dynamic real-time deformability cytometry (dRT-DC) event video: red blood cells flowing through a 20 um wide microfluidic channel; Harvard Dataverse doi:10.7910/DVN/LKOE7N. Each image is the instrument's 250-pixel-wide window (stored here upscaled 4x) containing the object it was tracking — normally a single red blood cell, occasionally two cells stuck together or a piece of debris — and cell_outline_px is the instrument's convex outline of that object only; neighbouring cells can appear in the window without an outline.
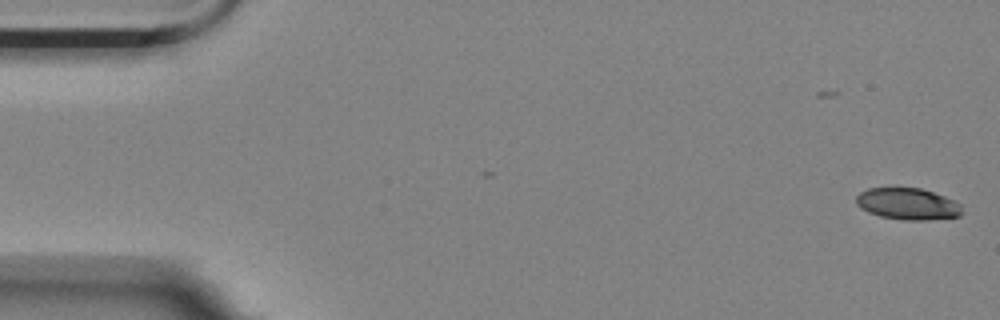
{"species": "Egyptian fruit bat (a non-hibernating species)", "species_latin": "Rousettus aegyptiacus", "temperature_condition": "room temperature", "stored_images_in_passage": 56, "camera_frame_rate_fps": 3000, "um_per_image_px": 0.085, "animal": {"sex": "female"}, "frame": {"image": 1, "passage_image": 1, "time_ms": 0.0, "image_size_px": [1000, 320], "cell_outline_px": [[964, 212], [960, 216], [924, 220], [904, 220], [880, 216], [868, 212], [860, 208], [856, 204], [856, 196], [860, 192], [868, 188], [892, 184], [896, 184], [920, 188], [944, 196], [960, 204]], "centroid_in_image_um": [77.1, 17.27], "position_along_channel_um": 7.9, "area_um2": 20.29}}
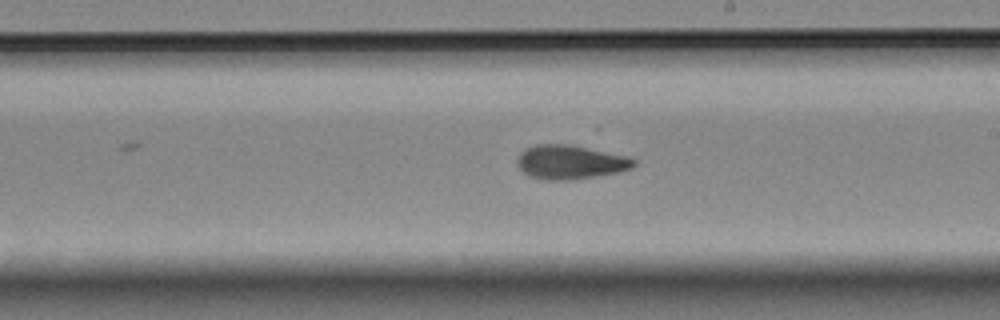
{"frame": {"image": 2, "passage_image": 32, "time_ms": 10.333, "image_size_px": [1000, 320], "cell_outline_px": [[636, 164], [632, 168], [616, 172], [596, 176], [568, 180], [548, 180], [532, 176], [524, 172], [520, 168], [516, 160], [520, 152], [536, 144], [568, 144], [628, 156], [636, 160]], "centroid_in_image_um": [48.48, 13.77], "position_along_channel_um": 240.5, "area_um2": 22.83}}
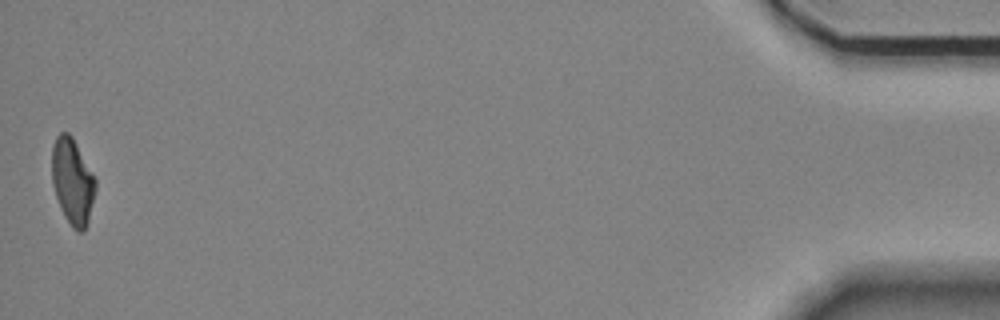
{"frame": {"image": 3, "passage_image": 56, "time_ms": 18.333, "image_size_px": [1000, 320], "cell_outline_px": [[96, 188], [88, 224], [84, 232], [76, 232], [72, 228], [64, 216], [60, 208], [52, 184], [52, 144], [56, 136], [60, 132], [68, 132], [72, 136], [92, 172], [96, 180]], "centroid_in_image_um": [6.16, 15.44], "position_along_channel_um": 429.0, "area_um2": 22.08}, "authors_computed_cell_mechanics": {"area_um2": 22.1374, "velocity_mm_per_s": 3.5234, "shape_relaxation_time_tau1_ms": 5.6759, "shape_relaxation_time_tau2_ms": 3.2491, "deformation_change_tau1": 0.1657, "deformation_change_tau2": 0.0999}}